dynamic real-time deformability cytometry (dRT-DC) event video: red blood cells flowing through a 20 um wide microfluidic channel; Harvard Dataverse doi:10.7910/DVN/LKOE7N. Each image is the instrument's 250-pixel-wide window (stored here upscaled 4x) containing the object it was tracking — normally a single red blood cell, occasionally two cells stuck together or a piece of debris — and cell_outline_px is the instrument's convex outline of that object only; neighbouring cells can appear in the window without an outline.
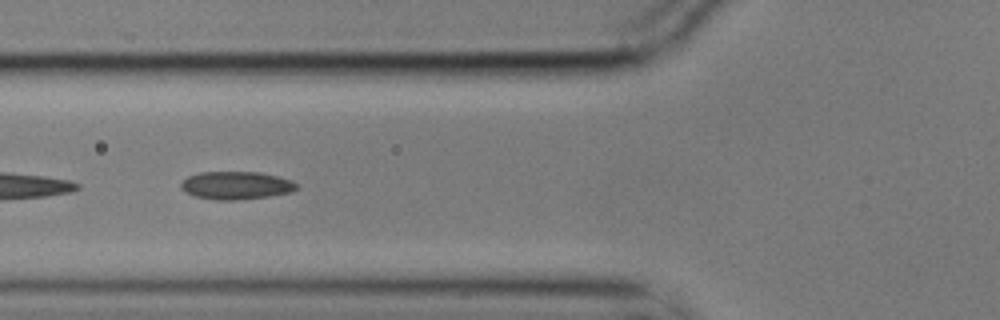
{"species": "common noctule bat (a hibernating species)", "species_latin": "Nyctalus noctula", "temperature_condition": "cold", "stored_images_in_passage": 9, "camera_frame_rate_fps": 3000, "um_per_image_px": 0.085, "animal": {"sex": "male", "body_mass_g": 17.9}, "frame": {"image": 1, "passage_image": 6, "time_ms": 1.667, "image_size_px": [1000, 320], "cell_outline_px": [[296, 188], [292, 192], [268, 196], [240, 200], [216, 200], [196, 196], [184, 192], [180, 188], [180, 184], [188, 176], [200, 172], [260, 172], [292, 180], [296, 184]], "centroid_in_image_um": [20.04, 15.76], "position_along_channel_um": 105.8, "area_um2": 18.79}}
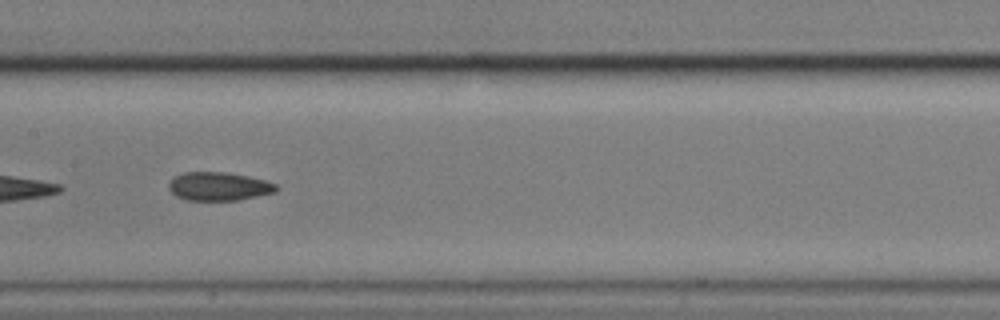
{"frame": {"image": 2, "passage_image": 8, "time_ms": 2.333, "image_size_px": [1000, 320], "cell_outline_px": [[280, 188], [276, 192], [236, 200], [188, 200], [176, 196], [168, 188], [168, 184], [176, 176], [184, 172], [224, 172], [248, 176], [264, 180], [276, 184]], "centroid_in_image_um": [18.61, 15.84], "position_along_channel_um": 188.8, "area_um2": 17.69}}
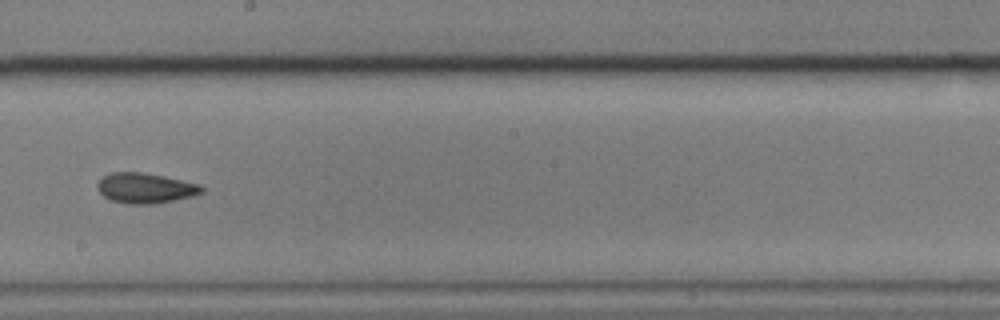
{"frame": {"image": 3, "passage_image": 9, "time_ms": 2.667, "image_size_px": [1000, 320], "cell_outline_px": [[204, 192], [192, 196], [156, 204], [128, 204], [112, 200], [104, 196], [96, 188], [96, 184], [108, 172], [140, 172], [164, 176], [200, 184], [204, 188]], "centroid_in_image_um": [12.35, 15.99], "position_along_channel_um": 235.8, "area_um2": 18.44}}